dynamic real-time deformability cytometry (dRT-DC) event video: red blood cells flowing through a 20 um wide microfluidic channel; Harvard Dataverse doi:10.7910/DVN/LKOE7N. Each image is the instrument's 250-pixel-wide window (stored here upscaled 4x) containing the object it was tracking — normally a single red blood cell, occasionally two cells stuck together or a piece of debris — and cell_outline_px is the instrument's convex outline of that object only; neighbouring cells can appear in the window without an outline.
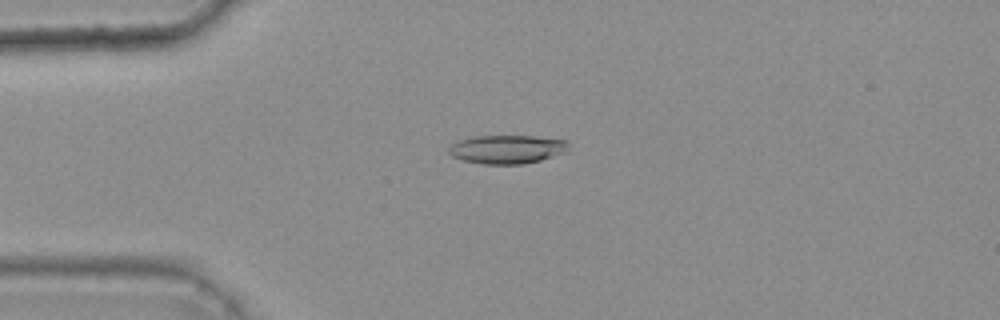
{"species": "common noctule bat (a hibernating species)", "species_latin": "Nyctalus noctula", "temperature_condition": "warm", "stored_images_in_passage": 48, "camera_frame_rate_fps": 3000, "um_per_image_px": 0.085, "animal": {"sex": "female", "body_mass_g": 25.1}, "frame": {"image": 1, "passage_image": 14, "time_ms": 4.333, "image_size_px": [1000, 320], "cell_outline_px": [[568, 144], [564, 152], [540, 160], [520, 164], [484, 164], [464, 160], [452, 156], [448, 152], [448, 148], [452, 144], [460, 140], [472, 136], [532, 136], [564, 140]], "centroid_in_image_um": [43.04, 12.68], "position_along_channel_um": 42.0, "area_um2": 19.59}}
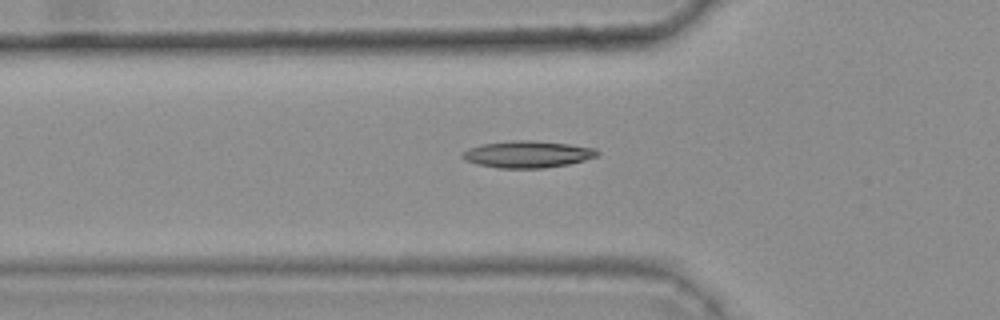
{"frame": {"image": 2, "passage_image": 19, "time_ms": 6.0, "image_size_px": [1000, 320], "cell_outline_px": [[600, 152], [596, 156], [584, 160], [568, 164], [544, 168], [500, 168], [480, 164], [464, 160], [460, 156], [460, 152], [468, 148], [484, 144], [512, 140], [532, 140], [568, 144], [596, 148]], "centroid_in_image_um": [44.82, 13.11], "position_along_channel_um": 81.0, "area_um2": 21.04}}
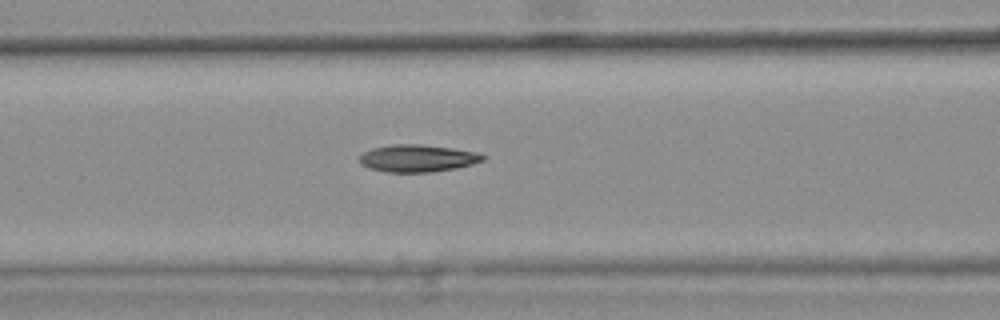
{"frame": {"image": 3, "passage_image": 23, "time_ms": 7.333, "image_size_px": [1000, 320], "cell_outline_px": [[484, 160], [472, 164], [456, 168], [432, 172], [384, 172], [368, 168], [360, 164], [360, 156], [364, 152], [372, 148], [392, 144], [420, 144], [452, 148], [480, 152], [484, 156]], "centroid_in_image_um": [35.49, 13.45], "position_along_channel_um": 131.1, "area_um2": 19.71}, "authors_computed_cell_mechanics": {"area_um2": 19.4208, "velocity_mm_per_s": 3.716, "shape_relaxation_time_tau1_ms": null, "shape_relaxation_time_tau2_ms": 3.7061, "deformation_change_tau1": null, "deformation_change_tau2": 0.1268}}